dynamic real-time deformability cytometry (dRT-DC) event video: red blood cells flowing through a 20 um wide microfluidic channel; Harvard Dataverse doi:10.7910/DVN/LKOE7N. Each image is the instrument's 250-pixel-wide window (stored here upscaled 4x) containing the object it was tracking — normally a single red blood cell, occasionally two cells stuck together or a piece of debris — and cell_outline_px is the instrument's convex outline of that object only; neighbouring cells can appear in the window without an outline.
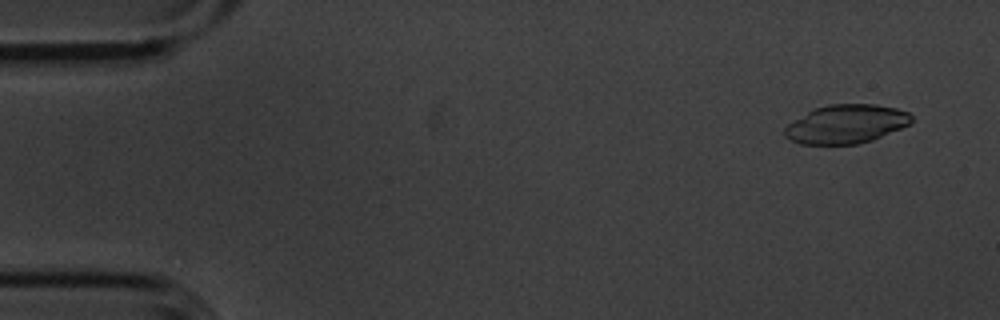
{"species": "common noctule bat (a hibernating species)", "species_latin": "Nyctalus noctula", "temperature_condition": "cold", "stored_images_in_passage": 55, "camera_frame_rate_fps": 3000, "um_per_image_px": 0.085, "animal": {"sex": "male", "body_mass_g": 20.1, "forearm_length_mm": 53.5}, "frame": {"image": 1, "passage_image": 4, "time_ms": 1.0, "image_size_px": [1000, 320], "cell_outline_px": [[912, 124], [872, 140], [860, 144], [800, 144], [784, 136], [784, 128], [788, 124], [808, 112], [816, 108], [828, 104], [876, 104], [896, 108], [908, 112], [912, 116]], "centroid_in_image_um": [71.96, 10.55], "position_along_channel_um": 13.0, "area_um2": 28.61}}